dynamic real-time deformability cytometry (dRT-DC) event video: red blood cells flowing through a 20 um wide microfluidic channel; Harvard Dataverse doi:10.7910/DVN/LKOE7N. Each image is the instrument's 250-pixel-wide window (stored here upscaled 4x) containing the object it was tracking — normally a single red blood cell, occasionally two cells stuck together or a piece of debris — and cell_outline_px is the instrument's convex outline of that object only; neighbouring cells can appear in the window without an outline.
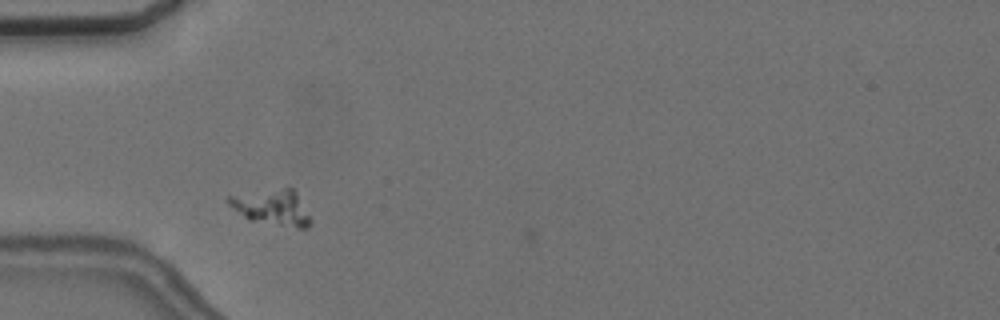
{"species": "common noctule bat (a hibernating species)", "species_latin": "Nyctalus noctula", "temperature_condition": "cold", "stored_images_in_passage": 4, "camera_frame_rate_fps": 3000, "um_per_image_px": 0.085, "animal": {"sex": "female", "body_mass_g": 24.6, "forearm_length_mm": 56.2}, "frame": {"image": 1, "passage_image": 2, "time_ms": 1.0, "image_size_px": [1000, 320], "cell_outline_px": [[312, 220], [308, 228], [296, 228], [248, 220], [228, 204], [224, 200], [228, 196], [284, 188], [292, 188], [296, 192]], "centroid_in_image_um": [23.14, 17.66], "position_along_channel_um": 61.9, "area_um2": 16.82}}
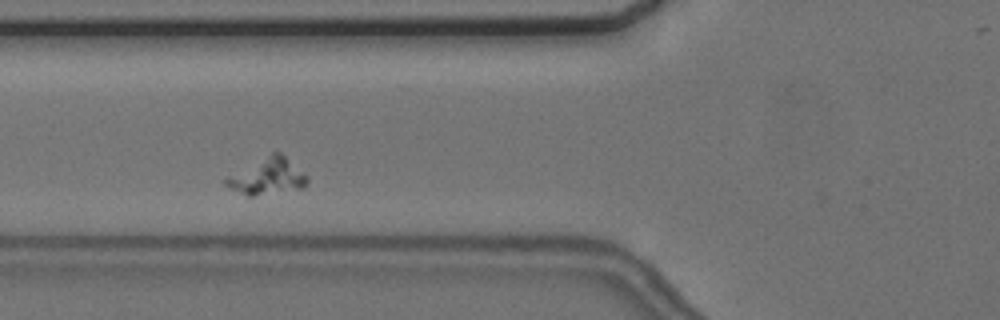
{"frame": {"image": 2, "passage_image": 3, "time_ms": 2.333, "image_size_px": [1000, 320], "cell_outline_px": [[308, 184], [304, 188], [252, 196], [248, 196], [224, 184], [224, 180], [228, 176], [272, 152], [280, 152], [308, 176]], "centroid_in_image_um": [22.77, 15.0], "position_along_channel_um": 103.0, "area_um2": 16.88}}
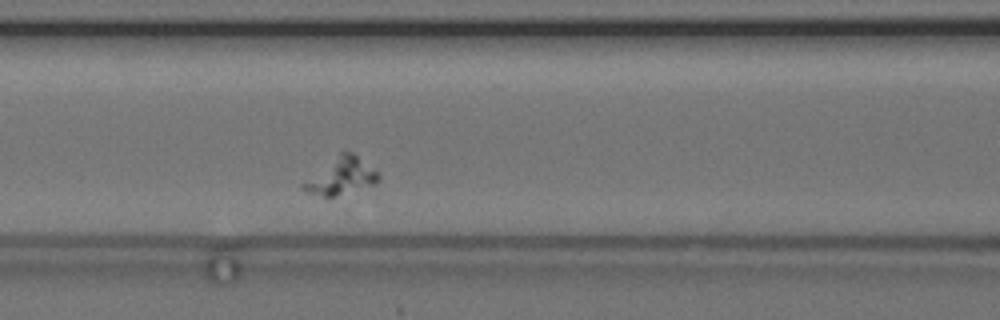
{"frame": {"image": 3, "passage_image": 4, "time_ms": 3.333, "image_size_px": [1000, 320], "cell_outline_px": [[380, 180], [376, 184], [332, 196], [324, 196], [304, 192], [300, 188], [304, 184], [344, 148], [352, 152], [380, 172]], "centroid_in_image_um": [29.09, 14.94], "position_along_channel_um": 137.5, "area_um2": 15.72}}